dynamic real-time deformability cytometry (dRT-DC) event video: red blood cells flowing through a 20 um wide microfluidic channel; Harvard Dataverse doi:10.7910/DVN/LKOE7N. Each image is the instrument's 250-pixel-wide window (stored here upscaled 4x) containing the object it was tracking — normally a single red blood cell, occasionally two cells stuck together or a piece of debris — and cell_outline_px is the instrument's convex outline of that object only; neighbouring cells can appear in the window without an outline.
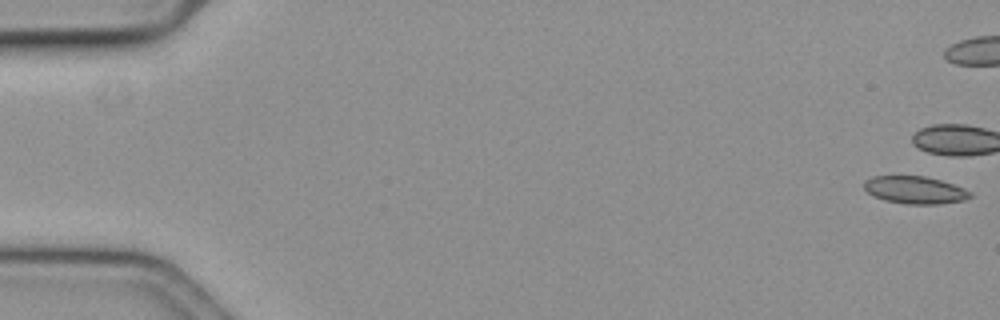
{"species": "common noctule bat (a hibernating species)", "species_latin": "Nyctalus noctula", "temperature_condition": "cold", "stored_images_in_passage": 8, "camera_frame_rate_fps": 3000, "um_per_image_px": 0.085, "animal": {"sex": "female", "body_mass_g": 19.3, "forearm_length_mm": 54.1}, "frame": {"image": 1, "passage_image": 1, "time_ms": 0.0, "image_size_px": [1000, 320], "cell_outline_px": [[972, 196], [964, 200], [940, 204], [904, 204], [884, 200], [868, 192], [864, 188], [864, 180], [872, 176], [924, 176], [940, 180], [964, 188], [972, 192]], "centroid_in_image_um": [77.78, 16.15], "position_along_channel_um": 7.2, "area_um2": 16.99}}